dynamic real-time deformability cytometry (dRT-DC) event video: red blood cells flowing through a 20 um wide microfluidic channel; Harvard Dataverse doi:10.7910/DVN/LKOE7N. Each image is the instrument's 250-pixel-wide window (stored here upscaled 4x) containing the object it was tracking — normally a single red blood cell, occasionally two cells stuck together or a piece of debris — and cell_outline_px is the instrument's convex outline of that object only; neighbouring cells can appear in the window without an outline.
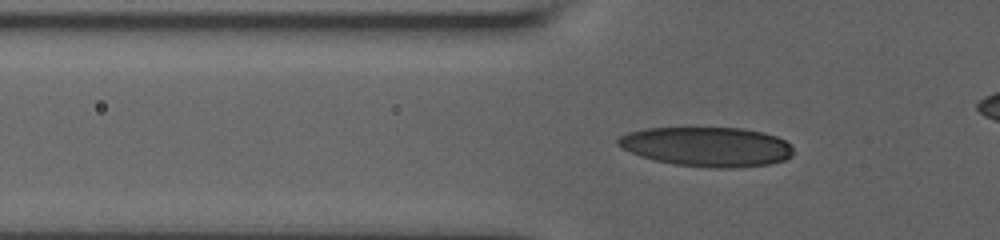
{"species": "human", "species_latin": "Homo sapiens", "temperature_condition": "room temperature", "stored_images_in_passage": 38, "camera_frame_rate_fps": 3000, "um_per_image_px": 0.085, "donor": {"sex": "male"}, "frame": {"image": 1, "passage_image": 16, "time_ms": 5.0, "image_size_px": [1000, 240], "cell_outline_px": [[792, 156], [784, 160], [768, 164], [732, 168], [712, 168], [676, 164], [656, 160], [640, 156], [616, 144], [616, 140], [620, 136], [628, 132], [648, 128], [744, 128], [776, 136], [784, 140], [792, 148]], "centroid_in_image_um": [60.09, 12.47], "position_along_channel_um": 65.7, "area_um2": 40.06}}
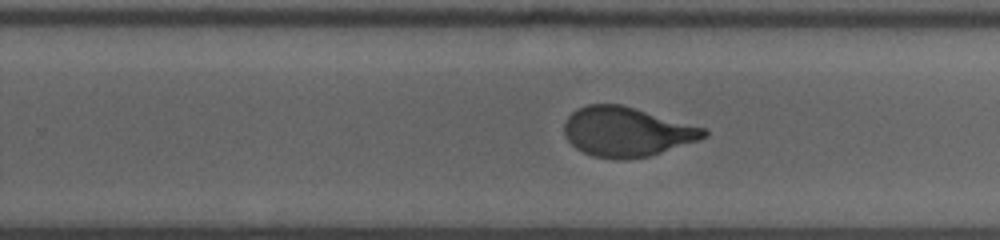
{"frame": {"image": 2, "passage_image": 28, "time_ms": 9.0, "image_size_px": [1000, 240], "cell_outline_px": [[708, 136], [648, 156], [620, 160], [616, 160], [592, 156], [576, 148], [568, 140], [564, 132], [564, 124], [568, 116], [576, 108], [588, 104], [620, 104], [636, 108], [708, 128]], "centroid_in_image_um": [53.26, 11.19], "position_along_channel_um": 276.5, "area_um2": 40.29}}
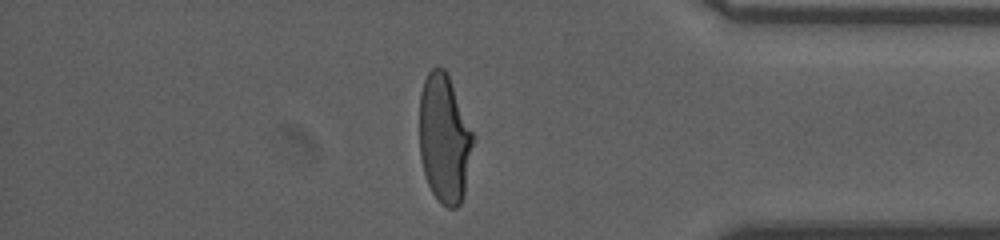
{"frame": {"image": 3, "passage_image": 36, "time_ms": 11.667, "image_size_px": [1000, 240], "cell_outline_px": [[472, 144], [464, 196], [460, 204], [456, 208], [448, 208], [440, 204], [432, 192], [428, 184], [424, 172], [420, 156], [420, 92], [424, 80], [428, 72], [436, 64], [444, 68], [448, 76], [472, 132]], "centroid_in_image_um": [37.74, 11.81], "position_along_channel_um": 397.5, "area_um2": 39.71}}